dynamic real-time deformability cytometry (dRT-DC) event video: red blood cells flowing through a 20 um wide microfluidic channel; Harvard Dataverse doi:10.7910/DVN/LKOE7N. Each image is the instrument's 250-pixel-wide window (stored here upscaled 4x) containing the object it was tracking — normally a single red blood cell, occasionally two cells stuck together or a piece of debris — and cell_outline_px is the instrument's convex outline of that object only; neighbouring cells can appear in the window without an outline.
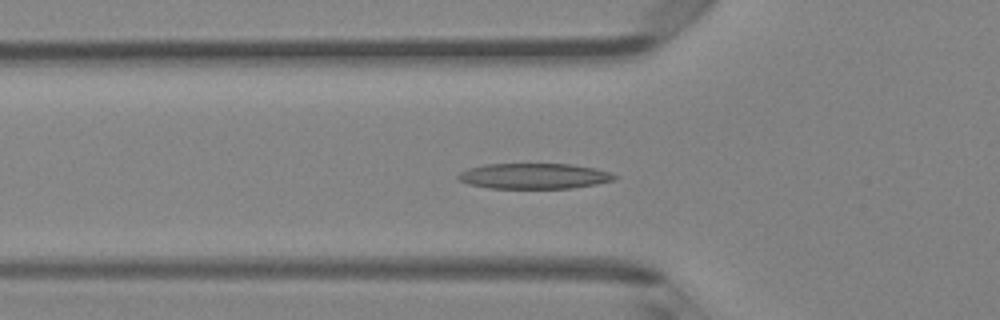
{"species": "Egyptian fruit bat (a non-hibernating species)", "species_latin": "Rousettus aegyptiacus", "temperature_condition": "room temperature", "stored_images_in_passage": 47, "segment_of_instrument_passage": [1, 2], "camera_frame_rate_fps": 3000, "um_per_image_px": 0.085, "animal": {"sex": "female"}, "frame": {"image": 1, "passage_image": 15, "time_ms": 4.667, "image_size_px": [1000, 320], "cell_outline_px": [[620, 176], [616, 180], [596, 184], [572, 188], [488, 188], [468, 184], [460, 180], [456, 176], [460, 172], [468, 168], [484, 164], [572, 164], [596, 168]], "centroid_in_image_um": [45.42, 14.96], "position_along_channel_um": 80.4, "area_um2": 23.41}}
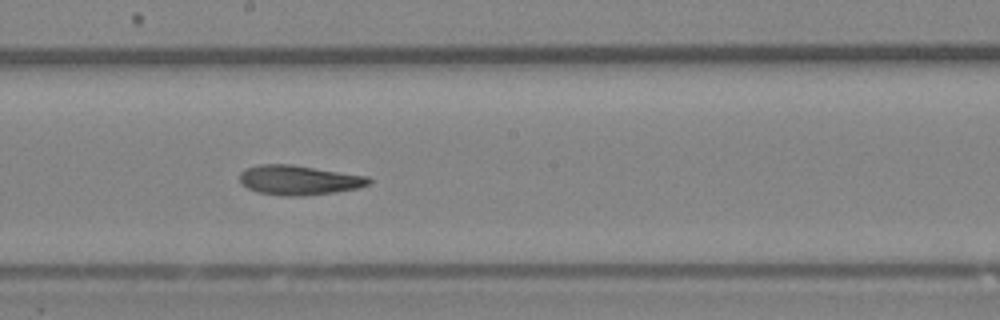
{"frame": {"image": 2, "passage_image": 25, "time_ms": 8.0, "image_size_px": [1000, 320], "cell_outline_px": [[372, 184], [356, 188], [332, 192], [300, 196], [280, 196], [256, 192], [240, 184], [240, 172], [244, 168], [260, 164], [292, 164], [368, 176], [372, 180]], "centroid_in_image_um": [25.37, 15.3], "position_along_channel_um": 222.8, "area_um2": 22.48}}
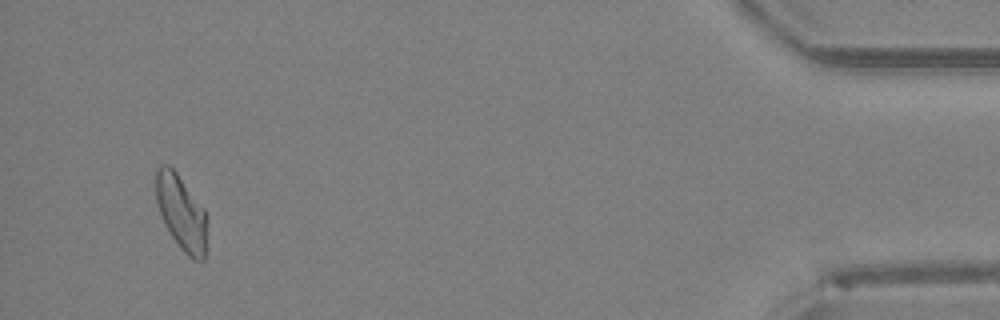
{"frame": {"image": 3, "passage_image": 44, "time_ms": 14.333, "image_size_px": [1000, 320], "cell_outline_px": [[208, 248], [204, 260], [192, 260], [180, 248], [164, 224], [156, 200], [156, 168], [160, 164], [168, 164], [176, 172], [204, 208], [208, 216]], "centroid_in_image_um": [15.47, 18.12], "position_along_channel_um": 419.7, "area_um2": 22.89}}